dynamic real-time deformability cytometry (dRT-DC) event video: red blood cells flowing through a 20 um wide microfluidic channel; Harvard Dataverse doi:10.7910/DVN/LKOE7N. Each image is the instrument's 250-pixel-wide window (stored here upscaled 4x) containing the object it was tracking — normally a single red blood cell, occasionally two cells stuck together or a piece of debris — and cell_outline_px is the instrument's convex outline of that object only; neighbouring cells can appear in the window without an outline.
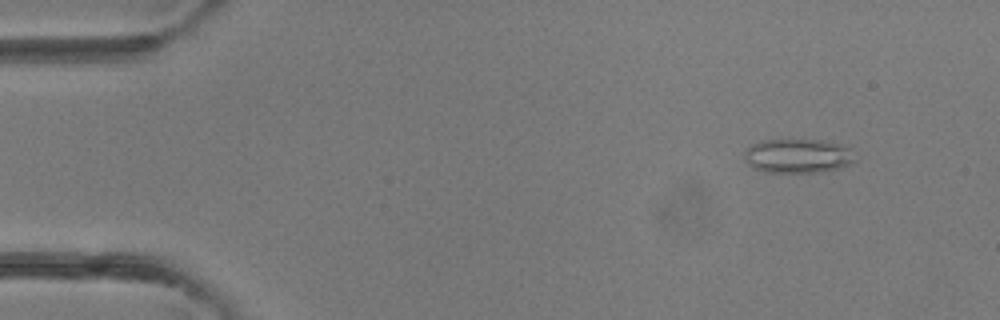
{"species": "common noctule bat (a hibernating species)", "species_latin": "Nyctalus noctula", "temperature_condition": "room temperature", "stored_images_in_passage": 5, "camera_frame_rate_fps": 3000, "um_per_image_px": 0.085, "animal": {"sex": "female"}, "frame": {"image": 1, "passage_image": 2, "time_ms": 1.0, "image_size_px": [1000, 320], "cell_outline_px": [[856, 160], [852, 164], [840, 168], [816, 172], [764, 172], [752, 168], [744, 160], [744, 152], [752, 144], [764, 140], [824, 140], [840, 144], [848, 148]], "centroid_in_image_um": [67.8, 13.26], "position_along_channel_um": 17.2, "area_um2": 22.08}}